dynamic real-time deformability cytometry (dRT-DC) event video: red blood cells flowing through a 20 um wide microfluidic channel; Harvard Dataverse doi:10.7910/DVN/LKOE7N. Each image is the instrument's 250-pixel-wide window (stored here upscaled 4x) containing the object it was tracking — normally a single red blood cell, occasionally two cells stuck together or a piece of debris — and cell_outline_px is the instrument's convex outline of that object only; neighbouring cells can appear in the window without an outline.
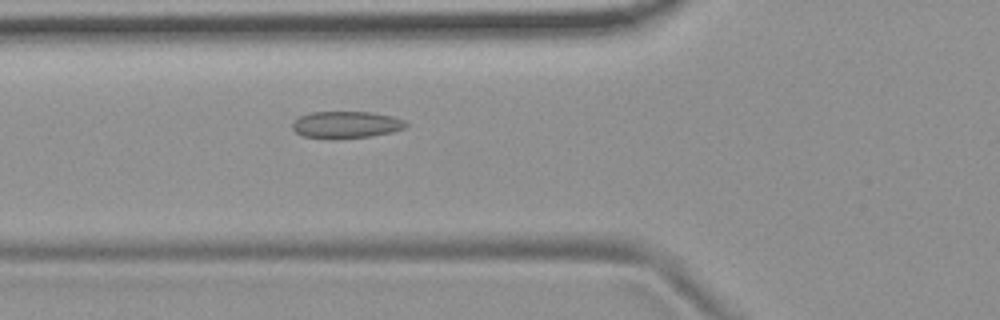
{"species": "common noctule bat (a hibernating species)", "species_latin": "Nyctalus noctula", "temperature_condition": "room temperature", "stored_images_in_passage": 54, "camera_frame_rate_fps": 3000, "um_per_image_px": 0.085, "animal": {"sex": "female", "body_mass_g": 19.9}, "frame": {"image": 1, "passage_image": 20, "time_ms": 6.333, "image_size_px": [1000, 320], "cell_outline_px": [[408, 124], [404, 128], [392, 132], [368, 136], [332, 140], [304, 136], [296, 132], [292, 128], [292, 120], [300, 116], [312, 112], [372, 112], [392, 116], [404, 120]], "centroid_in_image_um": [29.39, 10.61], "position_along_channel_um": 96.4, "area_um2": 17.98}}
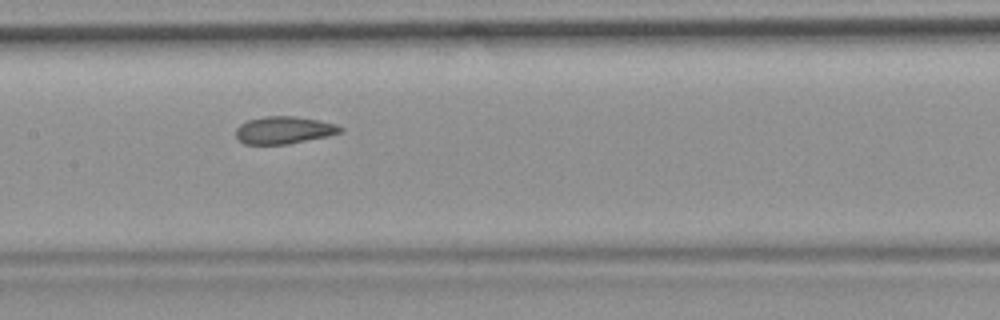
{"frame": {"image": 2, "passage_image": 27, "time_ms": 8.667, "image_size_px": [1000, 320], "cell_outline_px": [[344, 132], [328, 136], [288, 144], [244, 144], [236, 136], [236, 128], [240, 124], [248, 120], [264, 116], [296, 116], [336, 124], [344, 128]], "centroid_in_image_um": [24.15, 11.06], "position_along_channel_um": 183.2, "area_um2": 16.7}}
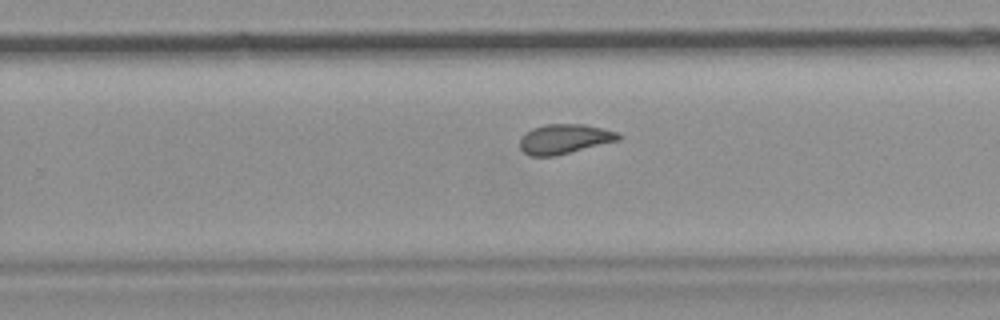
{"frame": {"image": 3, "passage_image": 35, "time_ms": 11.333, "image_size_px": [1000, 320], "cell_outline_px": [[624, 136], [620, 140], [556, 156], [528, 156], [520, 148], [520, 136], [524, 132], [532, 128], [544, 124], [584, 124], [620, 132]], "centroid_in_image_um": [47.99, 11.81], "position_along_channel_um": 281.8, "area_um2": 17.46}, "authors_computed_cell_mechanics": {"area_um2": 17.8602, "velocity_mm_per_s": 3.7145, "shape_relaxation_time_tau1_ms": null, "shape_relaxation_time_tau2_ms": 1.0862, "deformation_change_tau1": null, "deformation_change_tau2": 0.0607}}